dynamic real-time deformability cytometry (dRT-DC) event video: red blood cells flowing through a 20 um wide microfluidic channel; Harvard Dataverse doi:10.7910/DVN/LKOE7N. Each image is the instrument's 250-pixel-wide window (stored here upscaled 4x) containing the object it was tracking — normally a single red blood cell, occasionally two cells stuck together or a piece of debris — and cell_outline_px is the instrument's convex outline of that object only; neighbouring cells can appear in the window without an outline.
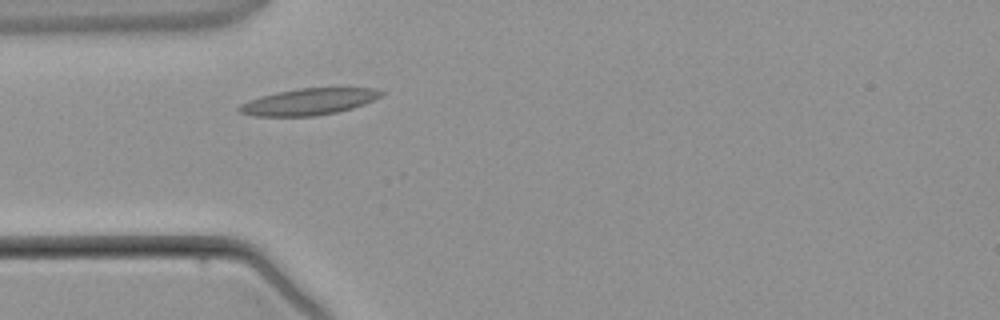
{"species": "common noctule bat (a hibernating species)", "species_latin": "Nyctalus noctula", "temperature_condition": "warm", "stored_images_in_passage": 5, "camera_frame_rate_fps": 3000, "um_per_image_px": 0.085, "animal": {"sex": "male", "body_mass_g": 21.5, "forearm_length_mm": 52.0}, "frame": {"image": 1, "passage_image": 5, "time_ms": 4.667, "image_size_px": [1000, 320], "cell_outline_px": [[384, 92], [380, 96], [364, 104], [352, 108], [336, 112], [316, 116], [256, 116], [240, 112], [236, 108], [240, 104], [248, 100], [260, 96], [276, 92], [300, 88], [372, 88]], "centroid_in_image_um": [26.2, 8.65], "position_along_channel_um": 58.8, "area_um2": 21.79}}